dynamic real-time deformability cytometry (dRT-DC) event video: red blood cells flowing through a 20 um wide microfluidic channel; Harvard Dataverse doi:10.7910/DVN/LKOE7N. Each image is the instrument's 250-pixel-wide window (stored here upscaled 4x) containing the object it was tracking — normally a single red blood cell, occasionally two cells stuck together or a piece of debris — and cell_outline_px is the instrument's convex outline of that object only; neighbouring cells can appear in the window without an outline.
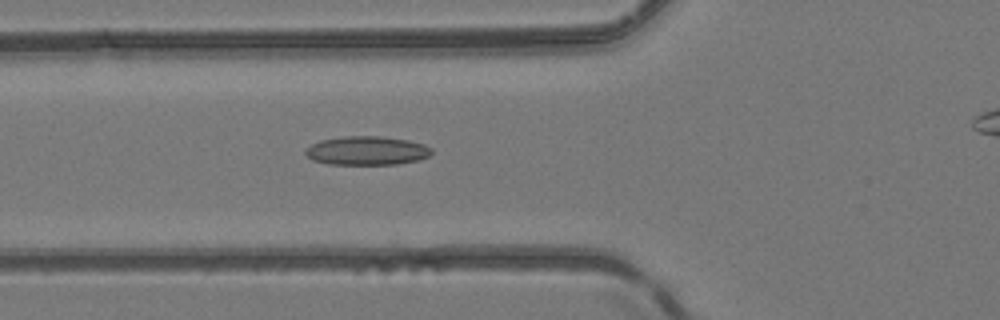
{"species": "common noctule bat (a hibernating species)", "species_latin": "Nyctalus noctula", "temperature_condition": "room temperature", "stored_images_in_passage": 38, "camera_frame_rate_fps": 3000, "um_per_image_px": 0.085, "animal": {"sex": "female", "body_mass_g": 24.6, "forearm_length_mm": 56.2}, "frame": {"image": 1, "passage_image": 14, "time_ms": 4.333, "image_size_px": [1000, 320], "cell_outline_px": [[432, 152], [428, 156], [420, 160], [400, 164], [328, 164], [312, 160], [304, 152], [312, 144], [320, 140], [344, 136], [380, 136], [408, 140], [424, 144], [432, 148]], "centroid_in_image_um": [31.21, 12.81], "position_along_channel_um": 94.6, "area_um2": 21.21}}
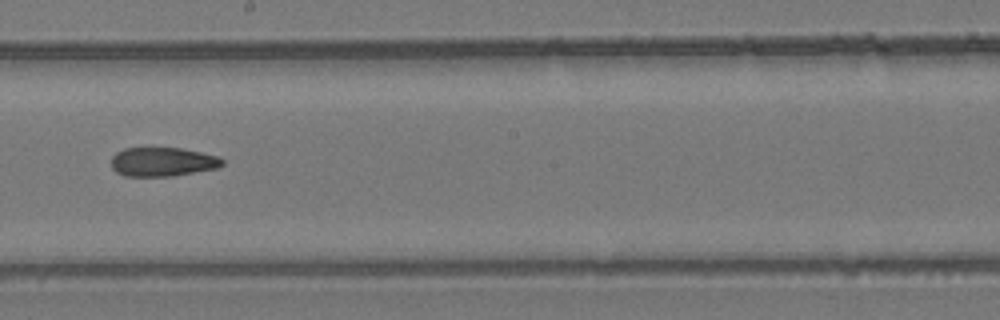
{"frame": {"image": 2, "passage_image": 24, "time_ms": 7.667, "image_size_px": [1000, 320], "cell_outline_px": [[224, 164], [216, 168], [172, 176], [124, 176], [116, 172], [112, 168], [112, 156], [116, 152], [124, 148], [180, 148], [200, 152], [216, 156], [224, 160]], "centroid_in_image_um": [13.79, 13.76], "position_along_channel_um": 234.4, "area_um2": 18.67}}
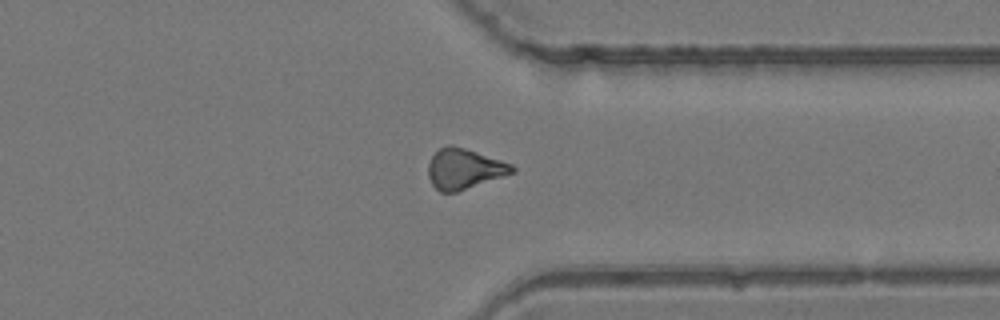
{"frame": {"image": 3, "passage_image": 34, "time_ms": 11.0, "image_size_px": [1000, 320], "cell_outline_px": [[516, 172], [456, 192], [440, 192], [432, 184], [428, 176], [428, 164], [432, 156], [440, 148], [448, 144], [452, 144], [512, 164], [516, 168]], "centroid_in_image_um": [39.45, 14.35], "position_along_channel_um": 371.9, "area_um2": 19.59}, "authors_computed_cell_mechanics": {"area_um2": 19.8254, "velocity_mm_per_s": 4.1798, "shape_relaxation_time_tau1_ms": null, "shape_relaxation_time_tau2_ms": 5.8362, "deformation_change_tau1": null, "deformation_change_tau2": 0.1592}}